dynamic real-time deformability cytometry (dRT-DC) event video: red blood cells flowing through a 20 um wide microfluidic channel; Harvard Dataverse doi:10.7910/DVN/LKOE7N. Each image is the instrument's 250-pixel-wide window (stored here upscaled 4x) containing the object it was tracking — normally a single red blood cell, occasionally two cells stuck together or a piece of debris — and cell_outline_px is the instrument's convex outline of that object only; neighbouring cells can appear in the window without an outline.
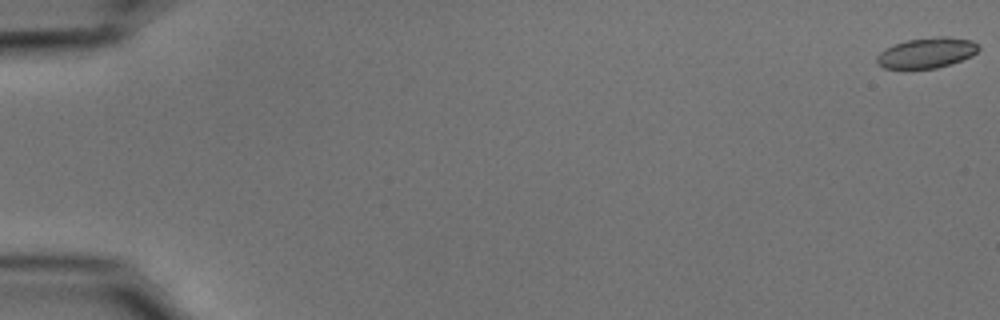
{"species": "common noctule bat (a hibernating species)", "species_latin": "Nyctalus noctula", "temperature_condition": "cold", "stored_images_in_passage": 55, "camera_frame_rate_fps": 3000, "um_per_image_px": 0.085, "animal": {"sex": "male", "body_mass_g": 15.6}, "frame": {"image": 1, "passage_image": 1, "time_ms": 0.0, "image_size_px": [1000, 320], "cell_outline_px": [[980, 48], [972, 56], [952, 64], [936, 68], [884, 68], [876, 60], [876, 56], [884, 48], [908, 40], [940, 36], [948, 36], [972, 40]], "centroid_in_image_um": [78.8, 4.48], "position_along_channel_um": 6.2, "area_um2": 17.92}}
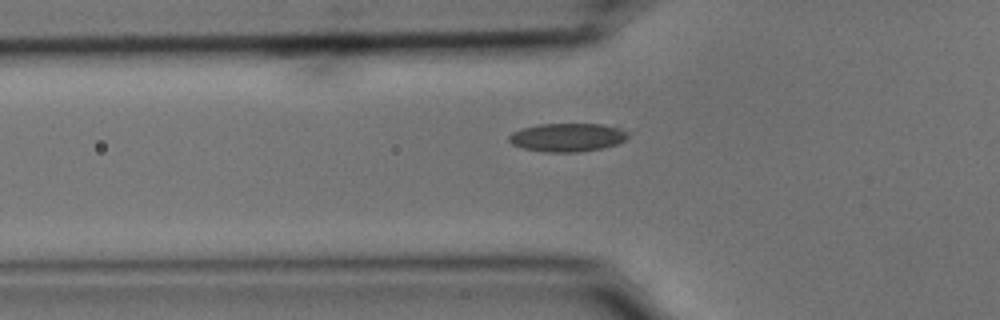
{"frame": {"image": 2, "passage_image": 20, "time_ms": 6.333, "image_size_px": [1000, 320], "cell_outline_px": [[632, 132], [624, 140], [616, 144], [604, 148], [576, 152], [544, 152], [524, 148], [512, 144], [508, 140], [508, 136], [512, 132], [524, 128], [540, 124], [600, 124], [620, 128]], "centroid_in_image_um": [48.25, 11.67], "position_along_channel_um": 77.5, "area_um2": 19.71}}
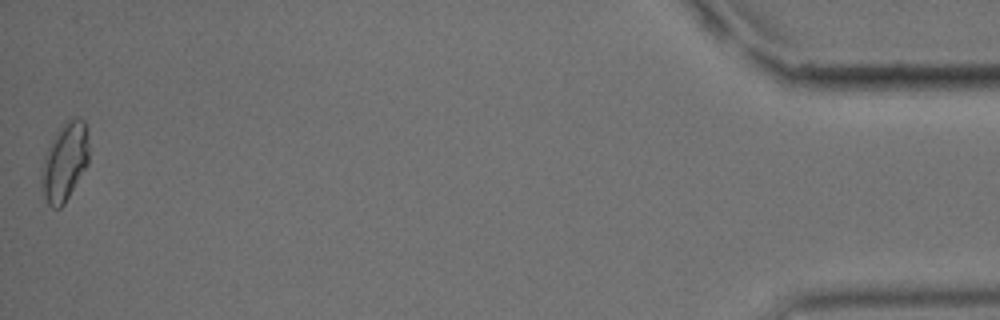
{"frame": {"image": 3, "passage_image": 55, "time_ms": 18.0, "image_size_px": [1000, 320], "cell_outline_px": [[88, 164], [64, 204], [60, 208], [52, 208], [48, 204], [44, 196], [40, 180], [44, 156], [56, 132], [68, 116], [76, 116], [84, 120], [88, 132]], "centroid_in_image_um": [5.51, 13.71], "position_along_channel_um": 429.7, "area_um2": 21.79}}